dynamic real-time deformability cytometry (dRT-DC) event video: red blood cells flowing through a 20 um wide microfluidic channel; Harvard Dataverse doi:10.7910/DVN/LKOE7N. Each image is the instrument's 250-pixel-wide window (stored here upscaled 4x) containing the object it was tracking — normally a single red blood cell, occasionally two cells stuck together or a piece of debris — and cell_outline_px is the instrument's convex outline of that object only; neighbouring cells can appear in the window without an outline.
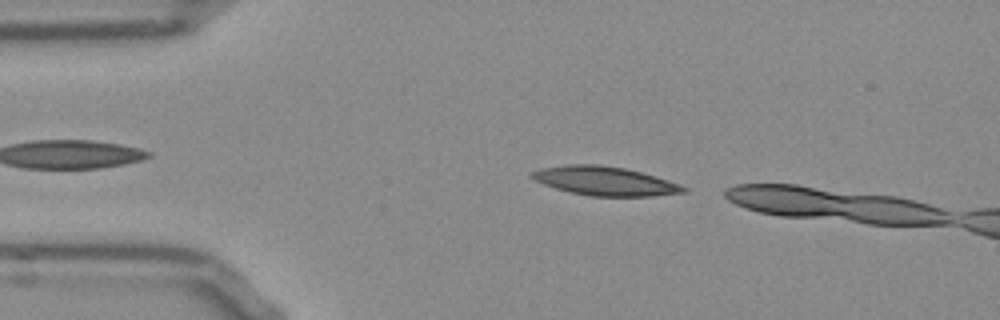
{"species": "Egyptian fruit bat (a non-hibernating species)", "species_latin": "Rousettus aegyptiacus", "temperature_condition": "room temperature", "stored_images_in_passage": 6, "camera_frame_rate_fps": 3000, "um_per_image_px": 0.085, "frame": {"image": 1, "passage_image": 2, "time_ms": 0.333, "image_size_px": [1000, 320], "cell_outline_px": [[688, 192], [652, 196], [588, 196], [556, 188], [544, 184], [528, 176], [528, 172], [540, 168], [568, 164], [600, 164], [624, 168], [640, 172], [680, 184], [688, 188]], "centroid_in_image_um": [51.39, 15.38], "position_along_channel_um": 33.6, "area_um2": 25.55}}